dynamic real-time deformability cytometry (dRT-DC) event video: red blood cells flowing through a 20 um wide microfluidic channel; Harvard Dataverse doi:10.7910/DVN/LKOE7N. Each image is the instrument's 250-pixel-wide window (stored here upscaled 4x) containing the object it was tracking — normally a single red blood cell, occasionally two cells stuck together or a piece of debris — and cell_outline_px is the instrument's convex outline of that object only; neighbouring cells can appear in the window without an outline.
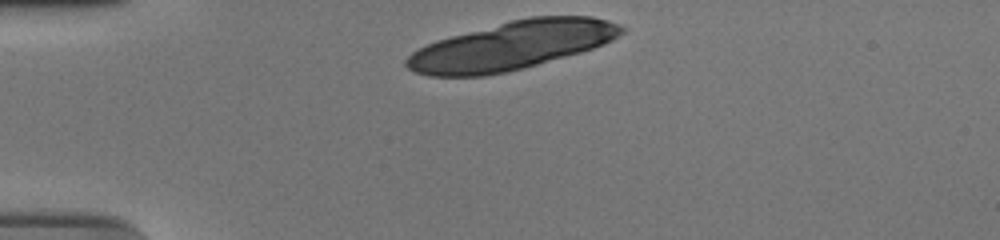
{"species": "human", "species_latin": "Homo sapiens", "temperature_condition": "cold", "stored_images_in_passage": 34, "segment_of_instrument_passage": [1, 2], "camera_frame_rate_fps": 3000, "um_per_image_px": 0.085, "donor": {"sex": "male"}, "frame": {"image": 1, "passage_image": 1, "time_ms": 0.0, "image_size_px": [1000, 240], "cell_outline_px": [[624, 32], [612, 40], [604, 44], [580, 52], [524, 68], [508, 72], [484, 76], [428, 76], [416, 72], [408, 68], [404, 64], [404, 60], [412, 52], [436, 40], [512, 20], [532, 16], [592, 16], [608, 20], [620, 24], [624, 28]], "centroid_in_image_um": [43.51, 3.88], "position_along_channel_um": 41.5, "area_um2": 60.23}}